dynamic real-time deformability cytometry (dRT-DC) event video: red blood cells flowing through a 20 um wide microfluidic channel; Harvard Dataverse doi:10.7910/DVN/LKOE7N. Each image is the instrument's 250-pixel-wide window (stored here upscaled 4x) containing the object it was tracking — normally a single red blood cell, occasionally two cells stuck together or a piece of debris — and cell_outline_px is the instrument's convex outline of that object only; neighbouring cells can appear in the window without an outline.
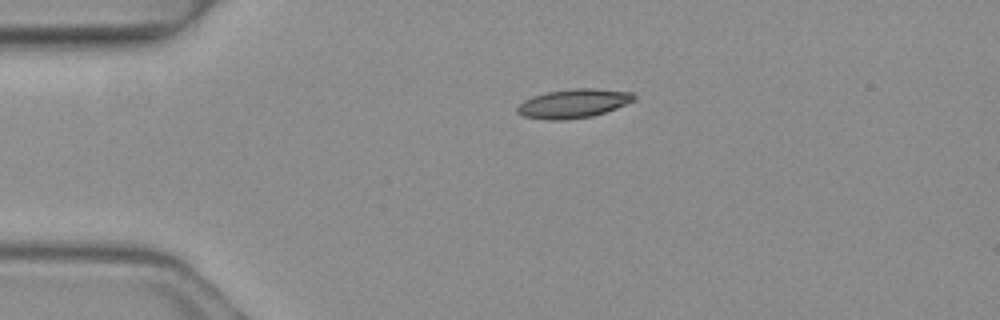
{"species": "common noctule bat (a hibernating species)", "species_latin": "Nyctalus noctula", "temperature_condition": "warm", "stored_images_in_passage": 2, "camera_frame_rate_fps": 3000, "um_per_image_px": 0.085, "animal": {"sex": "female", "body_mass_g": 19.3, "forearm_length_mm": 54.1}, "frame": {"image": 1, "passage_image": 2, "time_ms": 0.333, "image_size_px": [1000, 320], "cell_outline_px": [[636, 100], [616, 108], [592, 116], [564, 120], [548, 120], [524, 116], [516, 112], [516, 108], [524, 100], [532, 96], [544, 92], [572, 88], [596, 88], [632, 92], [636, 96]], "centroid_in_image_um": [48.74, 8.78], "position_along_channel_um": 36.3, "area_um2": 19.83}}